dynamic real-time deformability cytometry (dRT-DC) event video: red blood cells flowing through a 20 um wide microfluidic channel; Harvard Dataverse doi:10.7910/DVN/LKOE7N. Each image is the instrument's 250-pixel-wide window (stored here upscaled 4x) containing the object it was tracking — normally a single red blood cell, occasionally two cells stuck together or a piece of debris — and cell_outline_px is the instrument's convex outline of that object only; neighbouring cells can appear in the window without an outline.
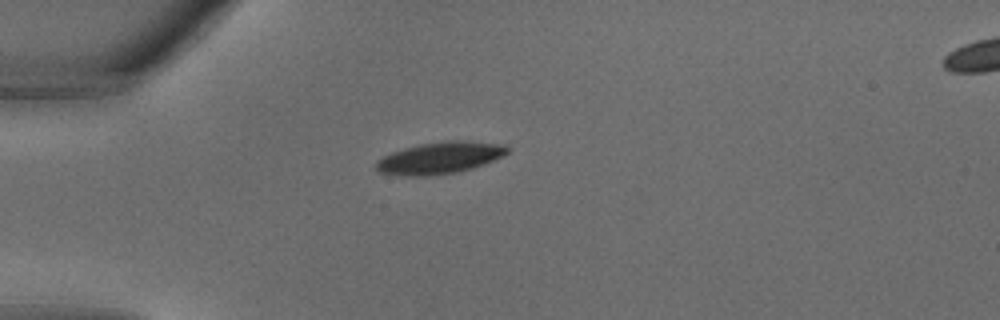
{"species": "common noctule bat (a hibernating species)", "species_latin": "Nyctalus noctula", "temperature_condition": "warm", "stored_images_in_passage": 25, "camera_frame_rate_fps": 3000, "um_per_image_px": 0.085, "animal": {"sex": "male", "body_mass_g": 18.8}, "frame": {"image": 1, "passage_image": 1, "time_ms": 0.0, "image_size_px": [1000, 320], "cell_outline_px": [[512, 148], [508, 152], [484, 164], [472, 168], [456, 172], [428, 176], [400, 176], [380, 172], [376, 168], [376, 160], [392, 152], [404, 148], [420, 144], [448, 140], [464, 140], [504, 144]], "centroid_in_image_um": [37.39, 13.41], "position_along_channel_um": 47.6, "area_um2": 24.33}}
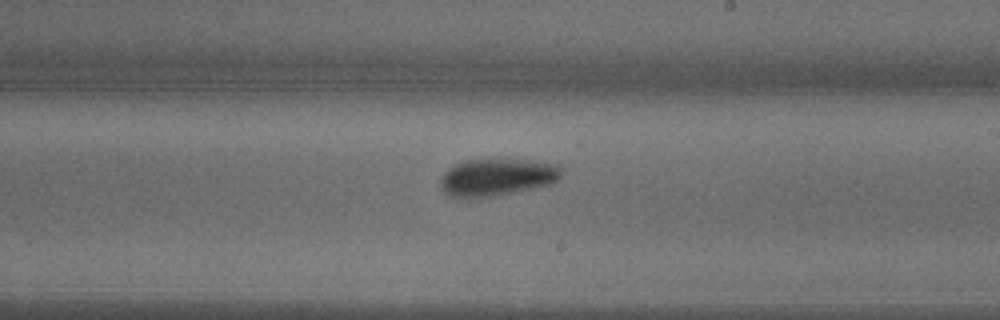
{"frame": {"image": 2, "passage_image": 12, "time_ms": 3.667, "image_size_px": [1000, 320], "cell_outline_px": [[560, 176], [552, 184], [516, 192], [468, 200], [452, 196], [444, 192], [440, 180], [444, 172], [448, 168], [456, 164], [468, 160], [520, 160], [556, 164], [560, 168]], "centroid_in_image_um": [42.2, 15.1], "position_along_channel_um": 246.8, "area_um2": 26.07}}
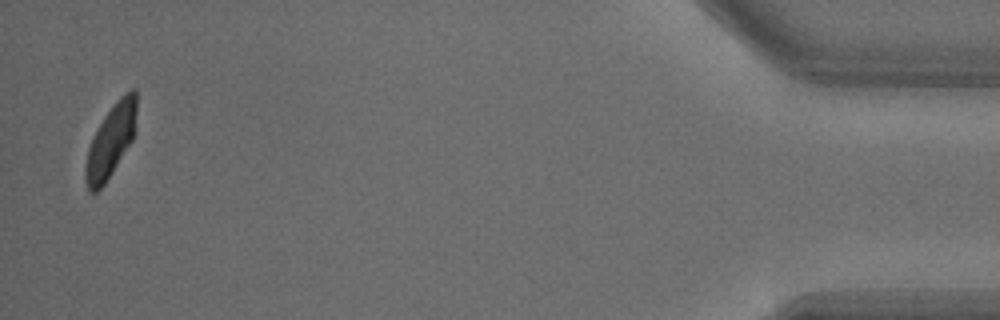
{"frame": {"image": 3, "passage_image": 25, "time_ms": 8.0, "image_size_px": [1000, 320], "cell_outline_px": [[136, 132], [132, 140], [112, 172], [104, 184], [96, 192], [88, 192], [84, 180], [84, 172], [88, 148], [96, 128], [104, 116], [116, 100], [124, 92], [132, 88], [136, 88]], "centroid_in_image_um": [9.41, 11.95], "position_along_channel_um": 425.8, "area_um2": 21.79}}